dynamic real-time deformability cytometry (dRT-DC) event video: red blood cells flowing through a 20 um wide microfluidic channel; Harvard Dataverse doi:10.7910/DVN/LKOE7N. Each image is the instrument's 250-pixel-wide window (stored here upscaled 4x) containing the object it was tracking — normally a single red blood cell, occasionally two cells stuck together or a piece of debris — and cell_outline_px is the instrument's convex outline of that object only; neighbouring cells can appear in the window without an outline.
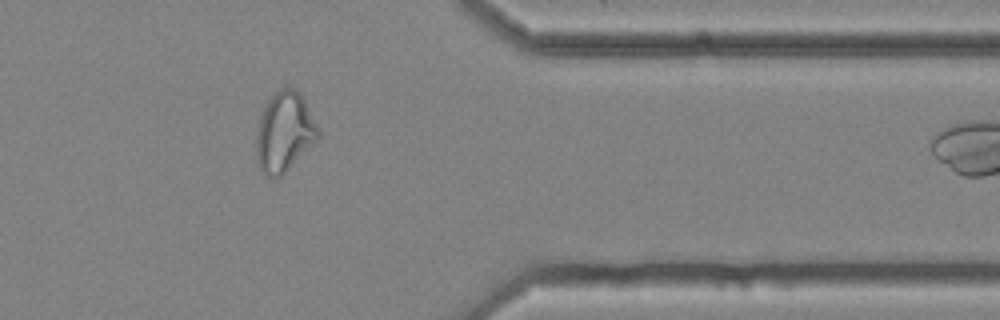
{"species": "common noctule bat (a hibernating species)", "species_latin": "Nyctalus noctula", "temperature_condition": "cold", "stored_images_in_passage": 11, "camera_frame_rate_fps": 3000, "um_per_image_px": 0.085, "animal": {"sex": "female", "body_mass_g": 25.1}, "frame": {"image": 1, "passage_image": 10, "time_ms": 3.0, "image_size_px": [1000, 320], "cell_outline_px": [[320, 136], [276, 180], [264, 176], [260, 168], [256, 156], [256, 136], [260, 120], [264, 108], [268, 100], [280, 88], [296, 88], [304, 96], [320, 128]], "centroid_in_image_um": [24.19, 11.21], "position_along_channel_um": 387.2, "area_um2": 28.73}}